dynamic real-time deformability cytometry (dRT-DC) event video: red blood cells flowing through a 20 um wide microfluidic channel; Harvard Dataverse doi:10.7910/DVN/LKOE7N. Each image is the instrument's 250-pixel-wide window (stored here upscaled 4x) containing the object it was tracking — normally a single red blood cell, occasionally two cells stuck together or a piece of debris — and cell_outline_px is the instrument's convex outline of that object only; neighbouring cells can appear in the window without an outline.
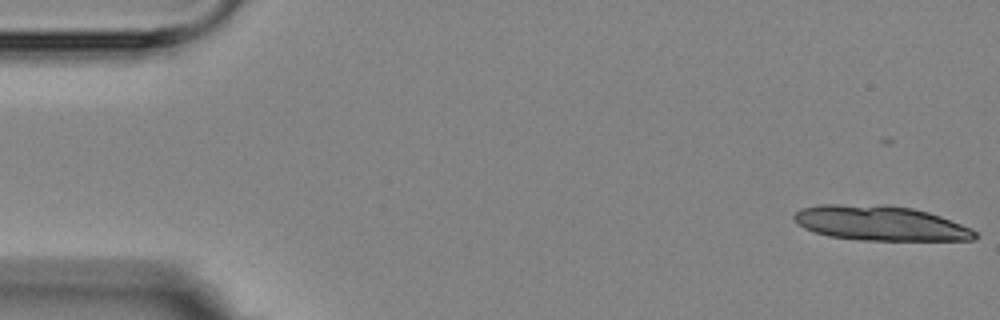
{"species": "Egyptian fruit bat (a non-hibernating species)", "species_latin": "Rousettus aegyptiacus", "temperature_condition": "room temperature", "stored_images_in_passage": 4, "camera_frame_rate_fps": 3000, "um_per_image_px": 0.085, "animal": {"sex": "female"}, "frame": {"image": 1, "passage_image": 1, "time_ms": 0.0, "image_size_px": [1000, 320], "cell_outline_px": [[980, 236], [972, 240], [860, 240], [828, 236], [804, 228], [796, 224], [792, 216], [800, 208], [820, 204], [840, 204], [912, 208], [928, 212], [940, 216], [972, 228]], "centroid_in_image_um": [74.81, 18.99], "position_along_channel_um": 10.2, "area_um2": 36.41}}